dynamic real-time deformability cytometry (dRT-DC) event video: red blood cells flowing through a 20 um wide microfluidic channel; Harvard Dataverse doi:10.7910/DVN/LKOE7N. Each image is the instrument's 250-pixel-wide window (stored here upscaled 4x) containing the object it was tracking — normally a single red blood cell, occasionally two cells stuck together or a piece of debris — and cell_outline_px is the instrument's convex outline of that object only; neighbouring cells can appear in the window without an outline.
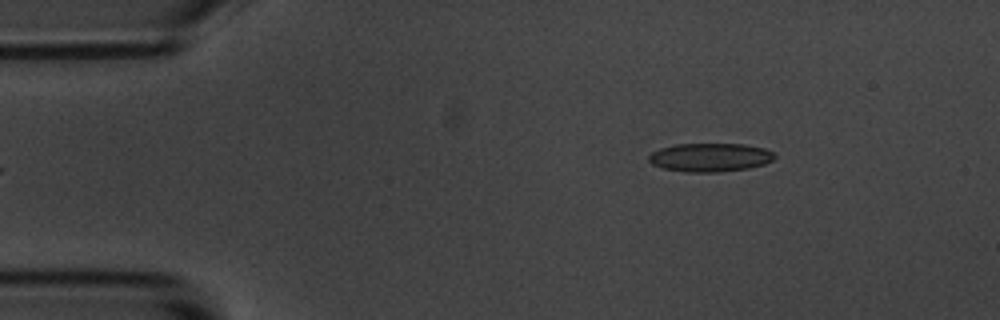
{"species": "common noctule bat (a hibernating species)", "species_latin": "Nyctalus noctula", "temperature_condition": "room temperature", "stored_images_in_passage": 2, "camera_frame_rate_fps": 3000, "um_per_image_px": 0.085, "animal": {"sex": "male", "body_mass_g": 20.1, "forearm_length_mm": 53.5}, "frame": {"image": 1, "passage_image": 2, "time_ms": 1.0, "image_size_px": [1000, 320], "cell_outline_px": [[776, 156], [772, 160], [764, 164], [748, 168], [720, 172], [688, 172], [660, 168], [652, 164], [648, 160], [648, 156], [652, 152], [660, 148], [676, 144], [744, 144], [764, 148], [772, 152]], "centroid_in_image_um": [60.33, 13.38], "position_along_channel_um": 24.7, "area_um2": 20.98}}